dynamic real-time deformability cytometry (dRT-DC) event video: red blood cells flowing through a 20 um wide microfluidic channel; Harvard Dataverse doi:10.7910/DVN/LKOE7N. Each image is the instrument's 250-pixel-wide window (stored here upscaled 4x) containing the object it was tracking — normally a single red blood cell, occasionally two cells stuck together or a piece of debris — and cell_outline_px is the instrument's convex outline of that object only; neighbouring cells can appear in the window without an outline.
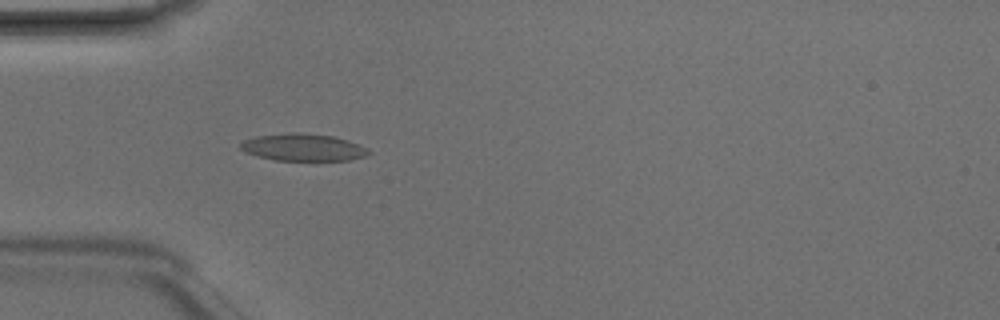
{"species": "Egyptian fruit bat (a non-hibernating species)", "species_latin": "Rousettus aegyptiacus", "temperature_condition": "room temperature", "stored_images_in_passage": 5, "camera_frame_rate_fps": 3000, "um_per_image_px": 0.085, "animal": {"sex": "male"}, "frame": {"image": 1, "passage_image": 5, "time_ms": 1.333, "image_size_px": [1000, 320], "cell_outline_px": [[372, 152], [364, 156], [352, 160], [276, 160], [256, 156], [244, 152], [240, 148], [240, 144], [244, 140], [256, 136], [292, 132], [300, 132], [332, 136], [348, 140], [368, 148]], "centroid_in_image_um": [25.76, 12.52], "position_along_channel_um": 59.2, "area_um2": 20.35}}